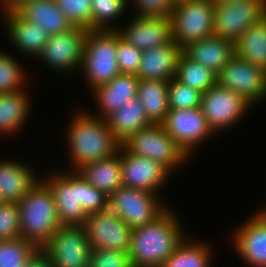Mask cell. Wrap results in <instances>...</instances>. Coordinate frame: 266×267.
<instances>
[{
    "mask_svg": "<svg viewBox=\"0 0 266 267\" xmlns=\"http://www.w3.org/2000/svg\"><path fill=\"white\" fill-rule=\"evenodd\" d=\"M203 242L184 240L161 267H210L211 251Z\"/></svg>",
    "mask_w": 266,
    "mask_h": 267,
    "instance_id": "4dcf8cb0",
    "label": "cell"
},
{
    "mask_svg": "<svg viewBox=\"0 0 266 267\" xmlns=\"http://www.w3.org/2000/svg\"><path fill=\"white\" fill-rule=\"evenodd\" d=\"M27 95L25 90L0 94V133L12 134L23 127L31 107Z\"/></svg>",
    "mask_w": 266,
    "mask_h": 267,
    "instance_id": "f1b7e54d",
    "label": "cell"
},
{
    "mask_svg": "<svg viewBox=\"0 0 266 267\" xmlns=\"http://www.w3.org/2000/svg\"><path fill=\"white\" fill-rule=\"evenodd\" d=\"M117 62L120 73L137 75L142 51L127 43L117 32Z\"/></svg>",
    "mask_w": 266,
    "mask_h": 267,
    "instance_id": "74e56055",
    "label": "cell"
},
{
    "mask_svg": "<svg viewBox=\"0 0 266 267\" xmlns=\"http://www.w3.org/2000/svg\"><path fill=\"white\" fill-rule=\"evenodd\" d=\"M39 248L24 238L0 240V267H25Z\"/></svg>",
    "mask_w": 266,
    "mask_h": 267,
    "instance_id": "1f68e13d",
    "label": "cell"
},
{
    "mask_svg": "<svg viewBox=\"0 0 266 267\" xmlns=\"http://www.w3.org/2000/svg\"><path fill=\"white\" fill-rule=\"evenodd\" d=\"M137 8V16L171 17L174 10L172 0H132Z\"/></svg>",
    "mask_w": 266,
    "mask_h": 267,
    "instance_id": "ab89813d",
    "label": "cell"
},
{
    "mask_svg": "<svg viewBox=\"0 0 266 267\" xmlns=\"http://www.w3.org/2000/svg\"><path fill=\"white\" fill-rule=\"evenodd\" d=\"M77 171L91 186L108 196L123 186L120 149L115 155L84 164Z\"/></svg>",
    "mask_w": 266,
    "mask_h": 267,
    "instance_id": "d4e9b609",
    "label": "cell"
},
{
    "mask_svg": "<svg viewBox=\"0 0 266 267\" xmlns=\"http://www.w3.org/2000/svg\"><path fill=\"white\" fill-rule=\"evenodd\" d=\"M15 11L26 21L44 28L50 36L67 32L74 27L55 0L24 1Z\"/></svg>",
    "mask_w": 266,
    "mask_h": 267,
    "instance_id": "ffe728a7",
    "label": "cell"
},
{
    "mask_svg": "<svg viewBox=\"0 0 266 267\" xmlns=\"http://www.w3.org/2000/svg\"><path fill=\"white\" fill-rule=\"evenodd\" d=\"M217 84L238 93L251 105L266 97V72L237 55L217 74Z\"/></svg>",
    "mask_w": 266,
    "mask_h": 267,
    "instance_id": "8fae6325",
    "label": "cell"
},
{
    "mask_svg": "<svg viewBox=\"0 0 266 267\" xmlns=\"http://www.w3.org/2000/svg\"><path fill=\"white\" fill-rule=\"evenodd\" d=\"M169 136L189 156L195 146L210 137L213 131L207 124L201 107L193 109H169L162 123ZM210 134V135H209ZM194 148V149H193Z\"/></svg>",
    "mask_w": 266,
    "mask_h": 267,
    "instance_id": "9a60e30c",
    "label": "cell"
},
{
    "mask_svg": "<svg viewBox=\"0 0 266 267\" xmlns=\"http://www.w3.org/2000/svg\"><path fill=\"white\" fill-rule=\"evenodd\" d=\"M88 29L74 26L67 32L49 36L39 57L54 70L64 73L81 67Z\"/></svg>",
    "mask_w": 266,
    "mask_h": 267,
    "instance_id": "5bb4252c",
    "label": "cell"
},
{
    "mask_svg": "<svg viewBox=\"0 0 266 267\" xmlns=\"http://www.w3.org/2000/svg\"><path fill=\"white\" fill-rule=\"evenodd\" d=\"M120 154L122 184L125 187L142 189L156 194L171 173L161 163L127 152L122 146Z\"/></svg>",
    "mask_w": 266,
    "mask_h": 267,
    "instance_id": "2e32d148",
    "label": "cell"
},
{
    "mask_svg": "<svg viewBox=\"0 0 266 267\" xmlns=\"http://www.w3.org/2000/svg\"><path fill=\"white\" fill-rule=\"evenodd\" d=\"M21 237L19 204L16 202L0 203V240Z\"/></svg>",
    "mask_w": 266,
    "mask_h": 267,
    "instance_id": "8d00e7d4",
    "label": "cell"
},
{
    "mask_svg": "<svg viewBox=\"0 0 266 267\" xmlns=\"http://www.w3.org/2000/svg\"><path fill=\"white\" fill-rule=\"evenodd\" d=\"M6 28L13 44L26 54L39 56L49 34L39 25L26 21L15 10H4Z\"/></svg>",
    "mask_w": 266,
    "mask_h": 267,
    "instance_id": "7402d4cb",
    "label": "cell"
},
{
    "mask_svg": "<svg viewBox=\"0 0 266 267\" xmlns=\"http://www.w3.org/2000/svg\"><path fill=\"white\" fill-rule=\"evenodd\" d=\"M214 3H221V2H225V1H230V0H212Z\"/></svg>",
    "mask_w": 266,
    "mask_h": 267,
    "instance_id": "ee69618b",
    "label": "cell"
},
{
    "mask_svg": "<svg viewBox=\"0 0 266 267\" xmlns=\"http://www.w3.org/2000/svg\"><path fill=\"white\" fill-rule=\"evenodd\" d=\"M156 195L146 190L121 186L109 196V209L134 229L151 223L167 209V205L159 202Z\"/></svg>",
    "mask_w": 266,
    "mask_h": 267,
    "instance_id": "9c48e42d",
    "label": "cell"
},
{
    "mask_svg": "<svg viewBox=\"0 0 266 267\" xmlns=\"http://www.w3.org/2000/svg\"><path fill=\"white\" fill-rule=\"evenodd\" d=\"M234 234L233 243L239 257L253 267H266V224L256 213Z\"/></svg>",
    "mask_w": 266,
    "mask_h": 267,
    "instance_id": "ac0fdd59",
    "label": "cell"
},
{
    "mask_svg": "<svg viewBox=\"0 0 266 267\" xmlns=\"http://www.w3.org/2000/svg\"><path fill=\"white\" fill-rule=\"evenodd\" d=\"M202 93L180 82L176 77L168 83L169 109H193L201 106Z\"/></svg>",
    "mask_w": 266,
    "mask_h": 267,
    "instance_id": "836d02e7",
    "label": "cell"
},
{
    "mask_svg": "<svg viewBox=\"0 0 266 267\" xmlns=\"http://www.w3.org/2000/svg\"><path fill=\"white\" fill-rule=\"evenodd\" d=\"M139 78L136 75L120 73L110 82L93 89L101 115L106 119L110 114L137 96Z\"/></svg>",
    "mask_w": 266,
    "mask_h": 267,
    "instance_id": "44dd1931",
    "label": "cell"
},
{
    "mask_svg": "<svg viewBox=\"0 0 266 267\" xmlns=\"http://www.w3.org/2000/svg\"><path fill=\"white\" fill-rule=\"evenodd\" d=\"M128 0H92L91 30H117L110 22L124 14Z\"/></svg>",
    "mask_w": 266,
    "mask_h": 267,
    "instance_id": "d6a6232c",
    "label": "cell"
},
{
    "mask_svg": "<svg viewBox=\"0 0 266 267\" xmlns=\"http://www.w3.org/2000/svg\"><path fill=\"white\" fill-rule=\"evenodd\" d=\"M256 215L266 224V209L258 211Z\"/></svg>",
    "mask_w": 266,
    "mask_h": 267,
    "instance_id": "7bdbcfd3",
    "label": "cell"
},
{
    "mask_svg": "<svg viewBox=\"0 0 266 267\" xmlns=\"http://www.w3.org/2000/svg\"><path fill=\"white\" fill-rule=\"evenodd\" d=\"M182 51L191 59L218 74L235 55L234 42L211 36L188 44Z\"/></svg>",
    "mask_w": 266,
    "mask_h": 267,
    "instance_id": "603a6c76",
    "label": "cell"
},
{
    "mask_svg": "<svg viewBox=\"0 0 266 267\" xmlns=\"http://www.w3.org/2000/svg\"><path fill=\"white\" fill-rule=\"evenodd\" d=\"M266 17V0L214 3L213 36L235 42L250 26Z\"/></svg>",
    "mask_w": 266,
    "mask_h": 267,
    "instance_id": "ba28073f",
    "label": "cell"
},
{
    "mask_svg": "<svg viewBox=\"0 0 266 267\" xmlns=\"http://www.w3.org/2000/svg\"><path fill=\"white\" fill-rule=\"evenodd\" d=\"M180 220L166 209L151 223L132 229L128 255L132 267H161L184 240Z\"/></svg>",
    "mask_w": 266,
    "mask_h": 267,
    "instance_id": "7a4b0ae2",
    "label": "cell"
},
{
    "mask_svg": "<svg viewBox=\"0 0 266 267\" xmlns=\"http://www.w3.org/2000/svg\"><path fill=\"white\" fill-rule=\"evenodd\" d=\"M116 55V30H88L80 69L91 90L120 74Z\"/></svg>",
    "mask_w": 266,
    "mask_h": 267,
    "instance_id": "5b68a950",
    "label": "cell"
},
{
    "mask_svg": "<svg viewBox=\"0 0 266 267\" xmlns=\"http://www.w3.org/2000/svg\"><path fill=\"white\" fill-rule=\"evenodd\" d=\"M106 120L112 134L121 144L131 135L152 124L147 119L144 107L137 97L110 114Z\"/></svg>",
    "mask_w": 266,
    "mask_h": 267,
    "instance_id": "484cf974",
    "label": "cell"
},
{
    "mask_svg": "<svg viewBox=\"0 0 266 267\" xmlns=\"http://www.w3.org/2000/svg\"><path fill=\"white\" fill-rule=\"evenodd\" d=\"M251 104L238 93L220 87L209 88L201 96V109L213 132L231 127L240 120Z\"/></svg>",
    "mask_w": 266,
    "mask_h": 267,
    "instance_id": "4fadbf2b",
    "label": "cell"
},
{
    "mask_svg": "<svg viewBox=\"0 0 266 267\" xmlns=\"http://www.w3.org/2000/svg\"><path fill=\"white\" fill-rule=\"evenodd\" d=\"M71 173L41 179L53 194L61 226L83 225L89 214L109 209L108 195L91 186L77 170Z\"/></svg>",
    "mask_w": 266,
    "mask_h": 267,
    "instance_id": "6da1fadb",
    "label": "cell"
},
{
    "mask_svg": "<svg viewBox=\"0 0 266 267\" xmlns=\"http://www.w3.org/2000/svg\"><path fill=\"white\" fill-rule=\"evenodd\" d=\"M73 26L91 30L92 0H55Z\"/></svg>",
    "mask_w": 266,
    "mask_h": 267,
    "instance_id": "d590c367",
    "label": "cell"
},
{
    "mask_svg": "<svg viewBox=\"0 0 266 267\" xmlns=\"http://www.w3.org/2000/svg\"><path fill=\"white\" fill-rule=\"evenodd\" d=\"M182 49L175 41L142 51L139 79L170 81L176 77L177 62Z\"/></svg>",
    "mask_w": 266,
    "mask_h": 267,
    "instance_id": "d6986e66",
    "label": "cell"
},
{
    "mask_svg": "<svg viewBox=\"0 0 266 267\" xmlns=\"http://www.w3.org/2000/svg\"><path fill=\"white\" fill-rule=\"evenodd\" d=\"M39 181L26 164L15 161H0V195L2 202H16Z\"/></svg>",
    "mask_w": 266,
    "mask_h": 267,
    "instance_id": "cb8c5ba5",
    "label": "cell"
},
{
    "mask_svg": "<svg viewBox=\"0 0 266 267\" xmlns=\"http://www.w3.org/2000/svg\"><path fill=\"white\" fill-rule=\"evenodd\" d=\"M122 147L127 152L161 163L169 171L190 157L169 136L162 124H150L142 128L124 141Z\"/></svg>",
    "mask_w": 266,
    "mask_h": 267,
    "instance_id": "8992f818",
    "label": "cell"
},
{
    "mask_svg": "<svg viewBox=\"0 0 266 267\" xmlns=\"http://www.w3.org/2000/svg\"><path fill=\"white\" fill-rule=\"evenodd\" d=\"M235 55L266 72V17L250 26L235 42Z\"/></svg>",
    "mask_w": 266,
    "mask_h": 267,
    "instance_id": "83f0119b",
    "label": "cell"
},
{
    "mask_svg": "<svg viewBox=\"0 0 266 267\" xmlns=\"http://www.w3.org/2000/svg\"><path fill=\"white\" fill-rule=\"evenodd\" d=\"M176 78L201 93L217 84V74L199 62L191 60L183 51L178 58Z\"/></svg>",
    "mask_w": 266,
    "mask_h": 267,
    "instance_id": "f546056e",
    "label": "cell"
},
{
    "mask_svg": "<svg viewBox=\"0 0 266 267\" xmlns=\"http://www.w3.org/2000/svg\"><path fill=\"white\" fill-rule=\"evenodd\" d=\"M3 3L2 10H15L20 4L28 0H1Z\"/></svg>",
    "mask_w": 266,
    "mask_h": 267,
    "instance_id": "b9f144b4",
    "label": "cell"
},
{
    "mask_svg": "<svg viewBox=\"0 0 266 267\" xmlns=\"http://www.w3.org/2000/svg\"><path fill=\"white\" fill-rule=\"evenodd\" d=\"M81 113V114H80ZM78 112L68 127V146L74 169L119 152L122 144L112 134L107 120L97 114Z\"/></svg>",
    "mask_w": 266,
    "mask_h": 267,
    "instance_id": "3957f363",
    "label": "cell"
},
{
    "mask_svg": "<svg viewBox=\"0 0 266 267\" xmlns=\"http://www.w3.org/2000/svg\"><path fill=\"white\" fill-rule=\"evenodd\" d=\"M89 267H132L128 252L91 249Z\"/></svg>",
    "mask_w": 266,
    "mask_h": 267,
    "instance_id": "f35d334b",
    "label": "cell"
},
{
    "mask_svg": "<svg viewBox=\"0 0 266 267\" xmlns=\"http://www.w3.org/2000/svg\"><path fill=\"white\" fill-rule=\"evenodd\" d=\"M41 249L53 267H89L92 248L82 225L60 226Z\"/></svg>",
    "mask_w": 266,
    "mask_h": 267,
    "instance_id": "30bf717a",
    "label": "cell"
},
{
    "mask_svg": "<svg viewBox=\"0 0 266 267\" xmlns=\"http://www.w3.org/2000/svg\"><path fill=\"white\" fill-rule=\"evenodd\" d=\"M174 3H178V2H181V1H185V0H172Z\"/></svg>",
    "mask_w": 266,
    "mask_h": 267,
    "instance_id": "f6af8a7d",
    "label": "cell"
},
{
    "mask_svg": "<svg viewBox=\"0 0 266 267\" xmlns=\"http://www.w3.org/2000/svg\"><path fill=\"white\" fill-rule=\"evenodd\" d=\"M18 204L21 238L41 249L61 226L52 192L39 180Z\"/></svg>",
    "mask_w": 266,
    "mask_h": 267,
    "instance_id": "277c9868",
    "label": "cell"
},
{
    "mask_svg": "<svg viewBox=\"0 0 266 267\" xmlns=\"http://www.w3.org/2000/svg\"><path fill=\"white\" fill-rule=\"evenodd\" d=\"M168 83L164 80H139L136 97L141 101L146 117L152 124H162L167 117Z\"/></svg>",
    "mask_w": 266,
    "mask_h": 267,
    "instance_id": "4316f807",
    "label": "cell"
},
{
    "mask_svg": "<svg viewBox=\"0 0 266 267\" xmlns=\"http://www.w3.org/2000/svg\"><path fill=\"white\" fill-rule=\"evenodd\" d=\"M130 23L126 29L117 27L116 31L122 39L141 51L173 42L170 17H141L136 15Z\"/></svg>",
    "mask_w": 266,
    "mask_h": 267,
    "instance_id": "e0dca14e",
    "label": "cell"
},
{
    "mask_svg": "<svg viewBox=\"0 0 266 267\" xmlns=\"http://www.w3.org/2000/svg\"><path fill=\"white\" fill-rule=\"evenodd\" d=\"M25 267H53L47 254L38 249L28 260Z\"/></svg>",
    "mask_w": 266,
    "mask_h": 267,
    "instance_id": "60d3db41",
    "label": "cell"
},
{
    "mask_svg": "<svg viewBox=\"0 0 266 267\" xmlns=\"http://www.w3.org/2000/svg\"><path fill=\"white\" fill-rule=\"evenodd\" d=\"M212 0H185L174 4L171 14L173 41L183 49L188 44L213 36Z\"/></svg>",
    "mask_w": 266,
    "mask_h": 267,
    "instance_id": "52a82bcc",
    "label": "cell"
},
{
    "mask_svg": "<svg viewBox=\"0 0 266 267\" xmlns=\"http://www.w3.org/2000/svg\"><path fill=\"white\" fill-rule=\"evenodd\" d=\"M24 74L22 66L13 57L0 52V94L24 90Z\"/></svg>",
    "mask_w": 266,
    "mask_h": 267,
    "instance_id": "e575fe53",
    "label": "cell"
},
{
    "mask_svg": "<svg viewBox=\"0 0 266 267\" xmlns=\"http://www.w3.org/2000/svg\"><path fill=\"white\" fill-rule=\"evenodd\" d=\"M82 226L92 249L129 251L132 229L110 209L89 214Z\"/></svg>",
    "mask_w": 266,
    "mask_h": 267,
    "instance_id": "7c38bea8",
    "label": "cell"
}]
</instances>
